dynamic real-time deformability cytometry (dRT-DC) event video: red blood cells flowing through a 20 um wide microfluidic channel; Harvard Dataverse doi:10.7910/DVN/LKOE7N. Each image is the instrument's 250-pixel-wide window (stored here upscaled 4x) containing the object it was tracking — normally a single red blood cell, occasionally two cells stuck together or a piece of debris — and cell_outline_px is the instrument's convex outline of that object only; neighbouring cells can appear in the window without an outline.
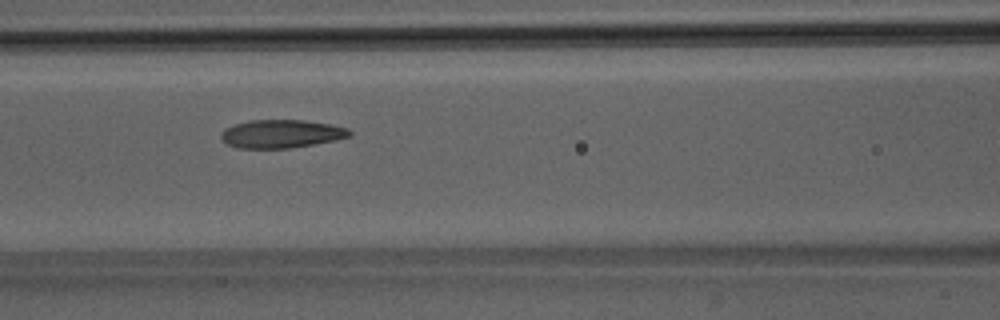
{"species": "Egyptian fruit bat (a non-hibernating species)", "species_latin": "Rousettus aegyptiacus", "temperature_condition": "room temperature", "stored_images_in_passage": 7, "camera_frame_rate_fps": 3000, "um_per_image_px": 0.085, "animal": {"sex": "male"}, "frame": {"image": 1, "passage_image": 5, "time_ms": 4.333, "image_size_px": [1000, 320], "cell_outline_px": [[352, 136], [336, 140], [288, 148], [236, 148], [220, 140], [220, 132], [224, 128], [248, 120], [304, 120], [328, 124], [348, 128], [352, 132]], "centroid_in_image_um": [23.88, 11.37], "position_along_channel_um": 142.7, "area_um2": 21.21}}